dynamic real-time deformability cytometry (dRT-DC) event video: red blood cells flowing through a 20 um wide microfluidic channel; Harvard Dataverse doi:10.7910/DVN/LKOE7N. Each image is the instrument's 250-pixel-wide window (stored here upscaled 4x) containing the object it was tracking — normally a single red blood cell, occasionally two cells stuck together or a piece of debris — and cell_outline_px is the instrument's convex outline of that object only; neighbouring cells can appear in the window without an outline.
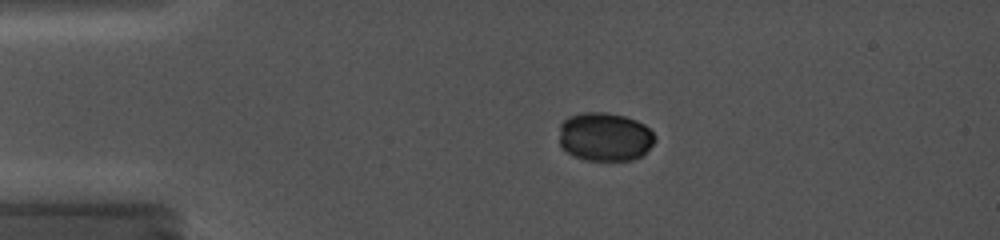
{"species": "common noctule bat (a hibernating species)", "species_latin": "Nyctalus noctula", "temperature_condition": "cold", "stored_images_in_passage": 41, "camera_frame_rate_fps": 5000, "um_per_image_px": 0.085, "animal": {"sex": "female", "body_mass_g": 19.0, "forearm_length_mm": 56.7}, "frame": {"image": 1, "passage_image": 10, "time_ms": 3.2, "image_size_px": [1000, 240], "cell_outline_px": [[656, 140], [644, 156], [632, 160], [584, 160], [572, 156], [560, 144], [560, 124], [568, 116], [584, 112], [608, 112], [624, 116], [636, 120], [644, 124], [656, 136]], "centroid_in_image_um": [51.44, 11.63], "position_along_channel_um": 33.6, "area_um2": 27.46}}
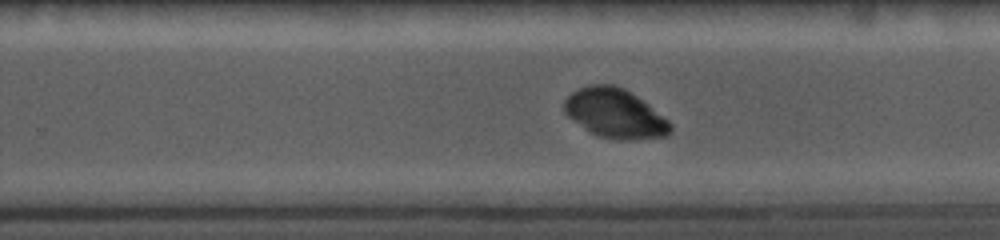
{"frame": {"image": 2, "passage_image": 32, "time_ms": 10.8, "image_size_px": [1000, 240], "cell_outline_px": [[672, 132], [668, 136], [632, 140], [620, 140], [596, 136], [572, 120], [564, 112], [564, 100], [572, 92], [588, 84], [612, 84], [624, 88], [648, 104], [668, 120], [672, 124]], "centroid_in_image_um": [52.28, 9.65], "position_along_channel_um": 277.5, "area_um2": 30.63}}
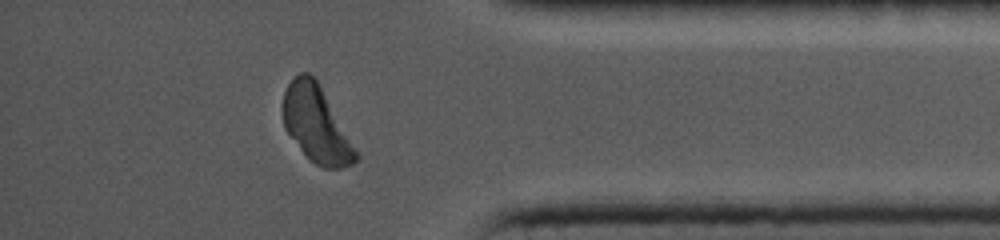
{"frame": {"image": 3, "passage_image": 41, "time_ms": 14.4, "image_size_px": [1000, 240], "cell_outline_px": [[360, 156], [352, 164], [340, 168], [324, 168], [316, 164], [300, 148], [284, 128], [280, 112], [280, 108], [284, 92], [288, 84], [300, 72], [308, 72], [316, 80]], "centroid_in_image_um": [26.83, 10.55], "position_along_channel_um": 408.4, "area_um2": 31.85}}